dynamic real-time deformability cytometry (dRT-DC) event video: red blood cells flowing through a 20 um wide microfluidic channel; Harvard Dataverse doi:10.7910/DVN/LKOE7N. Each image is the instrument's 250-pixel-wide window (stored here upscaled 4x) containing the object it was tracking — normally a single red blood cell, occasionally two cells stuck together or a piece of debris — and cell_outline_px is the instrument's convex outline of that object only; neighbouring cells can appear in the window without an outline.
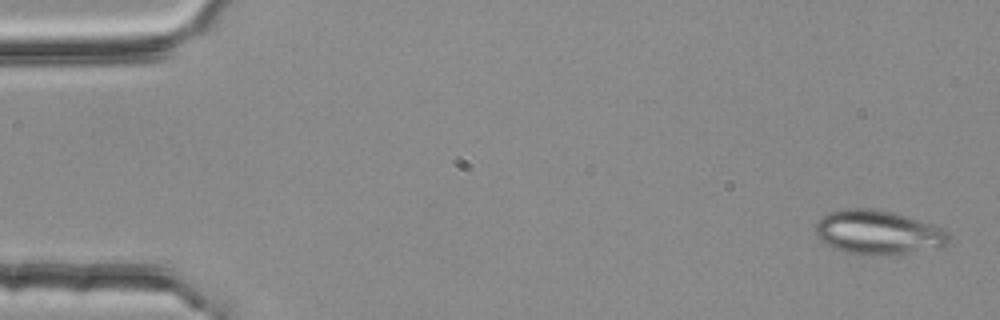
{"species": "common noctule bat (a hibernating species)", "species_latin": "Nyctalus noctula", "temperature_condition": "room temperature", "stored_images_in_passage": 4, "camera_frame_rate_fps": 3000, "um_per_image_px": 0.085, "animal": {"sex": "female", "body_mass_g": 25.1}, "frame": {"image": 1, "passage_image": 1, "time_ms": 0.0, "image_size_px": [1000, 320], "cell_outline_px": [[952, 236], [948, 244], [944, 248], [884, 256], [872, 256], [848, 252], [832, 248], [824, 244], [816, 236], [816, 220], [820, 216], [828, 212], [844, 208], [876, 208], [892, 212], [944, 228]], "centroid_in_image_um": [74.65, 19.77], "position_along_channel_um": 10.3, "area_um2": 35.14}}